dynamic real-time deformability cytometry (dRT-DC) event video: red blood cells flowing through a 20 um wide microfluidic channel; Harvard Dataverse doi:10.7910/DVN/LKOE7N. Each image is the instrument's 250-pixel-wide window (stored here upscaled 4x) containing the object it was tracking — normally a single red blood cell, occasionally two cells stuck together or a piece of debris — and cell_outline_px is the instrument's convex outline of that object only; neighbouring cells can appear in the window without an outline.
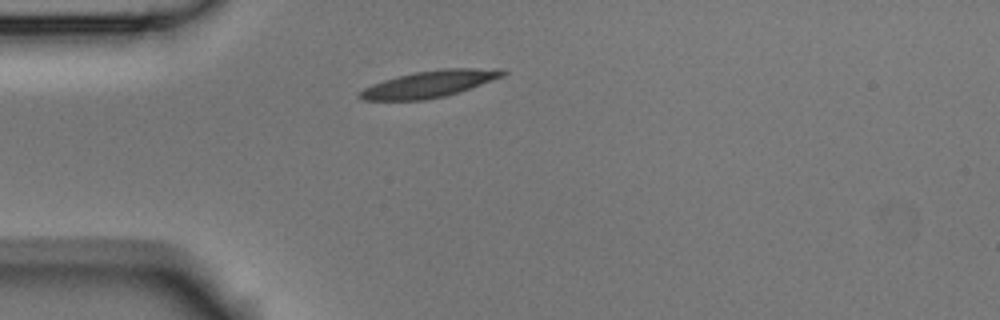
{"species": "Egyptian fruit bat (a non-hibernating species)", "species_latin": "Rousettus aegyptiacus", "temperature_condition": "room temperature", "stored_images_in_passage": 1, "camera_frame_rate_fps": 3000, "um_per_image_px": 0.085, "animal": {"sex": "male"}, "frame": {"image": 1, "passage_image": 1, "time_ms": 0.0, "image_size_px": [1000, 320], "cell_outline_px": [[508, 72], [504, 76], [444, 96], [424, 100], [360, 100], [356, 96], [356, 92], [372, 84], [396, 76], [416, 72], [440, 68], [504, 68]], "centroid_in_image_um": [36.46, 7.13], "position_along_channel_um": 48.5, "area_um2": 22.31}}